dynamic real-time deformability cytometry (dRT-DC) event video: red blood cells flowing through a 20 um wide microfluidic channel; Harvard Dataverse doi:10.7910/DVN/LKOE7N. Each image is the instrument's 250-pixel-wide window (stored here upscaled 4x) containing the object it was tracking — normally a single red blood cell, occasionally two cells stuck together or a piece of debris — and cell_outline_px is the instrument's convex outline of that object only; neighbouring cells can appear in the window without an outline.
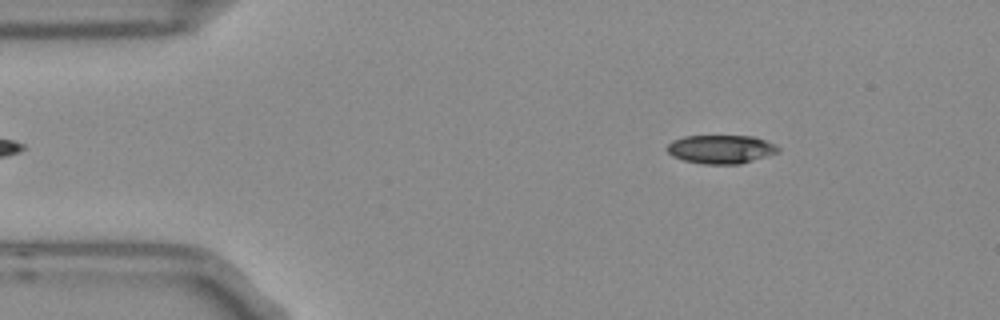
{"species": "Egyptian fruit bat (a non-hibernating species)", "species_latin": "Rousettus aegyptiacus", "temperature_condition": "room temperature", "stored_images_in_passage": 3, "camera_frame_rate_fps": 3000, "um_per_image_px": 0.085, "frame": {"image": 1, "passage_image": 1, "time_ms": 0.0, "image_size_px": [1000, 320], "cell_outline_px": [[780, 152], [740, 164], [704, 164], [684, 160], [672, 156], [668, 152], [668, 144], [672, 140], [684, 136], [752, 136], [776, 144], [780, 148]], "centroid_in_image_um": [61.3, 12.68], "position_along_channel_um": 23.7, "area_um2": 18.5}}